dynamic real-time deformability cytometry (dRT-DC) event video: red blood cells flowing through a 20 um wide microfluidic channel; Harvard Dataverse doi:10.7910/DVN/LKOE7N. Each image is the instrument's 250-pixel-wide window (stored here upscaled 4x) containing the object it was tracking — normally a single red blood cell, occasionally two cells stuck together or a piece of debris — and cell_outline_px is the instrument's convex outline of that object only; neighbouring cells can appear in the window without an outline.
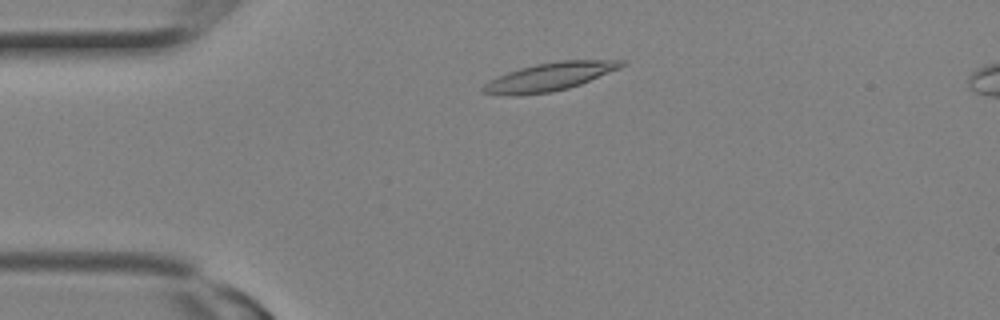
{"species": "Egyptian fruit bat (a non-hibernating species)", "species_latin": "Rousettus aegyptiacus", "temperature_condition": "room temperature", "stored_images_in_passage": 3, "camera_frame_rate_fps": 3000, "um_per_image_px": 0.085, "animal": {"sex": "female"}, "frame": {"image": 1, "passage_image": 2, "time_ms": 0.333, "image_size_px": [1000, 320], "cell_outline_px": [[628, 64], [620, 68], [580, 84], [568, 88], [552, 92], [516, 96], [508, 96], [484, 92], [480, 88], [484, 84], [508, 72], [520, 68], [536, 64], [560, 60], [628, 60]], "centroid_in_image_um": [46.76, 6.52], "position_along_channel_um": 38.2, "area_um2": 22.6}}